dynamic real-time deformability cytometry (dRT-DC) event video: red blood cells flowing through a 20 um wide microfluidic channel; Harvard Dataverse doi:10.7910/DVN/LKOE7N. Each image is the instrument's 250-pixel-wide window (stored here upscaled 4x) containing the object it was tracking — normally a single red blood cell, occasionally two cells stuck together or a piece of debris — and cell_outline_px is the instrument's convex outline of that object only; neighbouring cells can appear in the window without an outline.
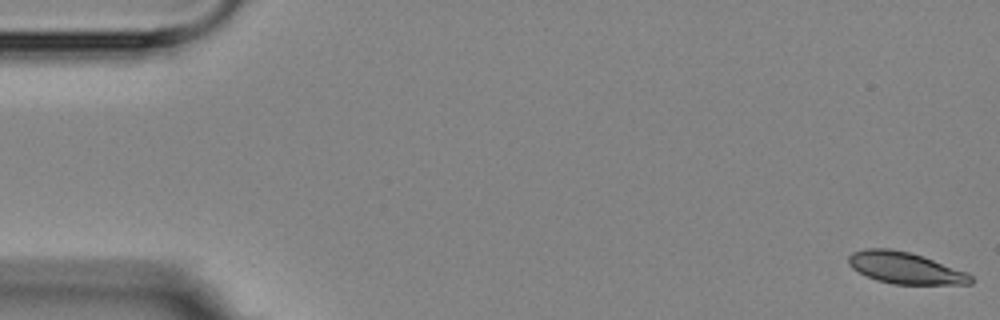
{"species": "Egyptian fruit bat (a non-hibernating species)", "species_latin": "Rousettus aegyptiacus", "temperature_condition": "room temperature", "stored_images_in_passage": 8, "camera_frame_rate_fps": 3000, "um_per_image_px": 0.085, "animal": {"sex": "female"}, "frame": {"image": 1, "passage_image": 1, "time_ms": 0.0, "image_size_px": [1000, 320], "cell_outline_px": [[972, 284], [892, 284], [876, 280], [852, 268], [848, 264], [848, 256], [852, 252], [868, 248], [888, 248], [908, 252], [968, 272], [972, 276]], "centroid_in_image_um": [76.92, 22.78], "position_along_channel_um": 8.1, "area_um2": 22.25}}
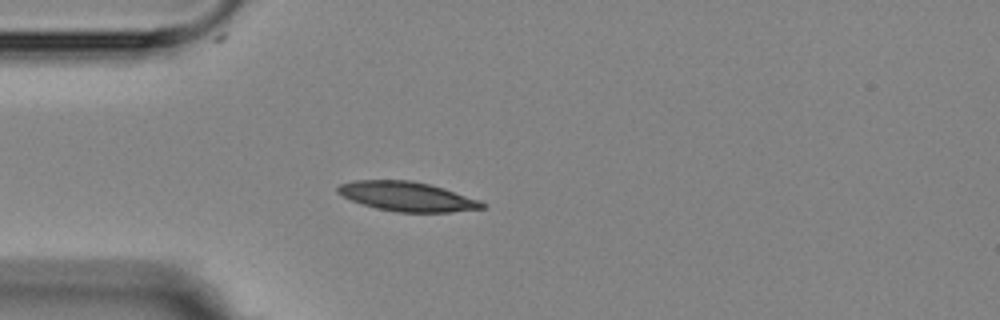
{"frame": {"image": 2, "passage_image": 5, "time_ms": 4.667, "image_size_px": [1000, 320], "cell_outline_px": [[488, 204], [484, 208], [452, 212], [396, 212], [376, 208], [352, 200], [336, 192], [336, 188], [340, 184], [356, 180], [412, 180], [444, 188], [480, 200]], "centroid_in_image_um": [34.64, 16.7], "position_along_channel_um": 50.4, "area_um2": 24.74}}